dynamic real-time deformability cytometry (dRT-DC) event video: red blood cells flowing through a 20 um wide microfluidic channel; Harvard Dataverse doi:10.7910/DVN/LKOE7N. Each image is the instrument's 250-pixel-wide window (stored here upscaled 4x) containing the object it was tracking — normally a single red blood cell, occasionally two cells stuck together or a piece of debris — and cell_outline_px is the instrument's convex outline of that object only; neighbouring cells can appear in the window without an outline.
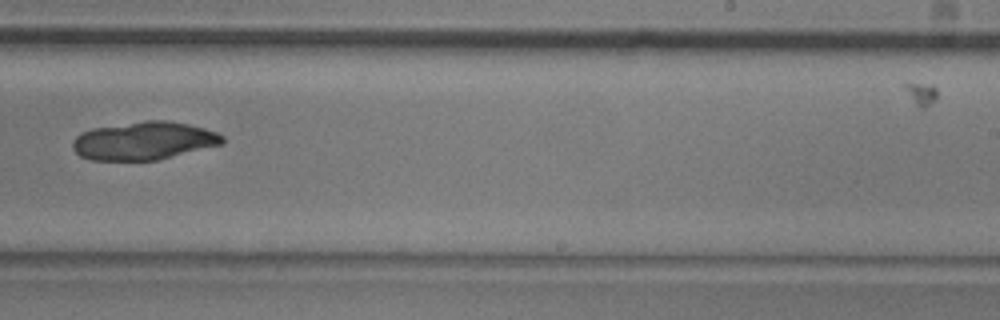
{"species": "common noctule bat (a hibernating species)", "species_latin": "Nyctalus noctula", "temperature_condition": "room temperature", "stored_images_in_passage": 8, "camera_frame_rate_fps": 3000, "um_per_image_px": 0.085, "animal": {"sex": "male", "body_mass_g": 20.5, "forearm_length_mm": 52.5}, "frame": {"image": 1, "passage_image": 7, "time_ms": 7.0, "image_size_px": [1000, 320], "cell_outline_px": [[224, 144], [156, 160], [92, 160], [80, 156], [72, 148], [72, 140], [80, 132], [92, 128], [148, 120], [168, 120], [188, 124], [204, 128], [216, 132], [224, 136]], "centroid_in_image_um": [12.22, 11.96], "position_along_channel_um": 276.8, "area_um2": 33.29}}